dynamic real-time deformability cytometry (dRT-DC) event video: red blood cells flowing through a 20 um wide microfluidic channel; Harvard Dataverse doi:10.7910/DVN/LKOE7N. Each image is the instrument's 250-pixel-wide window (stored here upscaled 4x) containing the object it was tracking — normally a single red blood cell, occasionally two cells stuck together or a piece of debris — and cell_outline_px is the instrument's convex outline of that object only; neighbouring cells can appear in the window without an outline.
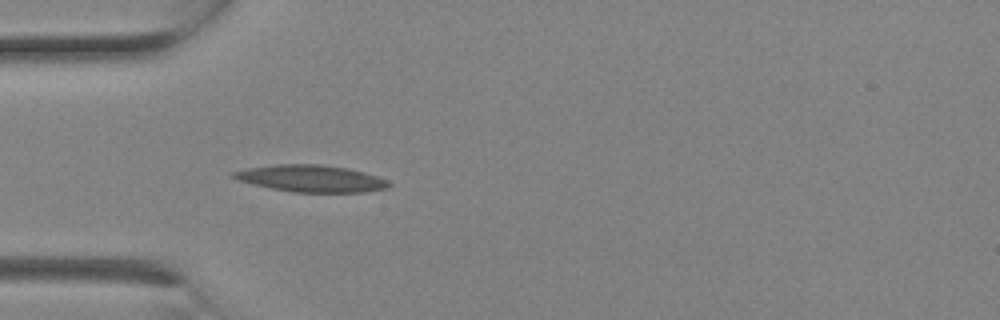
{"species": "Egyptian fruit bat (a non-hibernating species)", "species_latin": "Rousettus aegyptiacus", "temperature_condition": "room temperature", "stored_images_in_passage": 1, "camera_frame_rate_fps": 3000, "um_per_image_px": 0.085, "animal": {"sex": "female"}, "frame": {"image": 1, "passage_image": 1, "time_ms": 0.0, "image_size_px": [1000, 320], "cell_outline_px": [[392, 184], [388, 188], [364, 192], [292, 192], [252, 184], [240, 180], [232, 176], [232, 172], [248, 168], [276, 164], [320, 164], [348, 168], [364, 172], [388, 180]], "centroid_in_image_um": [26.49, 15.17], "position_along_channel_um": 58.5, "area_um2": 24.22}}